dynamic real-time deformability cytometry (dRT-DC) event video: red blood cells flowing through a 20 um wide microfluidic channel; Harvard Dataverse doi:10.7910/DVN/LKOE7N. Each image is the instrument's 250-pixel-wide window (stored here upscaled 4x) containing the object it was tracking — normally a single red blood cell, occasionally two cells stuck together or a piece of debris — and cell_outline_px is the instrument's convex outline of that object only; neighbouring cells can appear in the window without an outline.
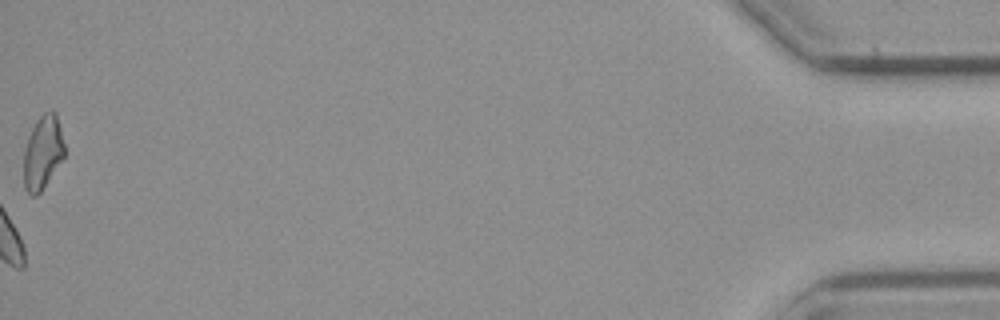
{"species": "common noctule bat (a hibernating species)", "species_latin": "Nyctalus noctula", "temperature_condition": "cold", "stored_images_in_passage": 58, "camera_frame_rate_fps": 3000, "um_per_image_px": 0.085, "animal": {"sex": "male", "body_mass_g": 23.1, "forearm_length_mm": 52.7}, "frame": {"image": 1, "passage_image": 58, "time_ms": 19.0, "image_size_px": [1000, 320], "cell_outline_px": [[64, 156], [40, 192], [36, 196], [32, 196], [24, 188], [24, 148], [28, 136], [36, 120], [44, 112], [52, 108], [56, 112], [64, 144]], "centroid_in_image_um": [3.62, 12.92], "position_along_channel_um": 431.6, "area_um2": 17.4}}